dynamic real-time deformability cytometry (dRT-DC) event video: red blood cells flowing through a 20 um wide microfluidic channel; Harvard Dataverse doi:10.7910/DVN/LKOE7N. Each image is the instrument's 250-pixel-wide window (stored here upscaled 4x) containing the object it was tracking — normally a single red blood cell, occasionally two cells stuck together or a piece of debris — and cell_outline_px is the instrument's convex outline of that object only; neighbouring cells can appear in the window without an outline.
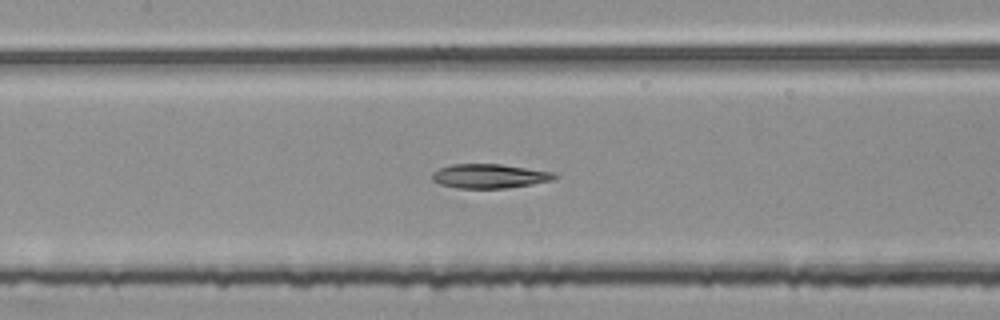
{"species": "common noctule bat (a hibernating species)", "species_latin": "Nyctalus noctula", "temperature_condition": "room temperature", "stored_images_in_passage": 51, "segment_of_instrument_passage": [2, 2], "camera_frame_rate_fps": 3000, "um_per_image_px": 0.085, "animal": {"sex": "female", "body_mass_g": 25.1}, "frame": {"image": 1, "passage_image": 22, "time_ms": 7.0, "image_size_px": [1000, 320], "cell_outline_px": [[560, 176], [556, 180], [532, 184], [504, 188], [456, 188], [440, 184], [432, 180], [432, 172], [440, 168], [452, 164], [500, 164], [552, 172]], "centroid_in_image_um": [41.62, 14.97], "position_along_channel_um": 165.8, "area_um2": 17.28}}
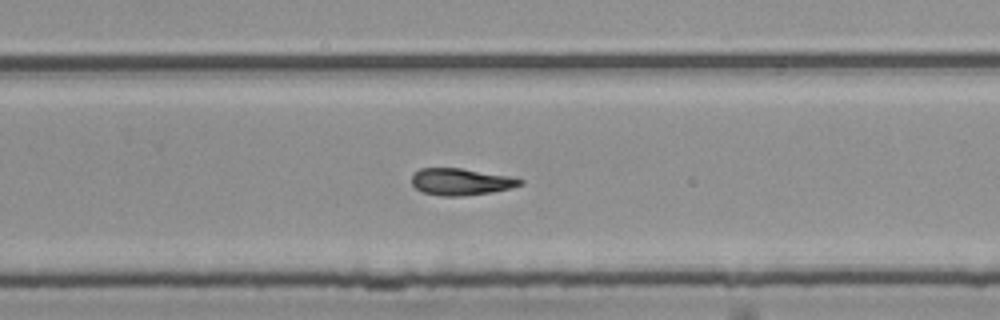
{"frame": {"image": 2, "passage_image": 32, "time_ms": 10.333, "image_size_px": [1000, 320], "cell_outline_px": [[524, 184], [512, 188], [492, 192], [460, 196], [440, 196], [424, 192], [416, 188], [412, 184], [412, 176], [420, 168], [460, 168], [508, 176], [524, 180]], "centroid_in_image_um": [39.19, 15.45], "position_along_channel_um": 290.6, "area_um2": 16.82}}
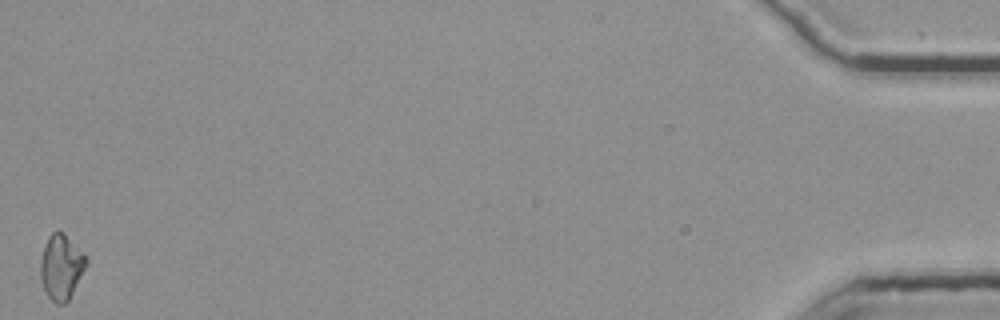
{"frame": {"image": 3, "passage_image": 51, "time_ms": 16.667, "image_size_px": [1000, 320], "cell_outline_px": [[88, 264], [68, 300], [64, 304], [56, 304], [48, 296], [44, 288], [40, 276], [40, 260], [48, 236], [52, 232], [64, 232], [88, 256]], "centroid_in_image_um": [5.23, 22.67], "position_along_channel_um": 430.0, "area_um2": 17.46}}